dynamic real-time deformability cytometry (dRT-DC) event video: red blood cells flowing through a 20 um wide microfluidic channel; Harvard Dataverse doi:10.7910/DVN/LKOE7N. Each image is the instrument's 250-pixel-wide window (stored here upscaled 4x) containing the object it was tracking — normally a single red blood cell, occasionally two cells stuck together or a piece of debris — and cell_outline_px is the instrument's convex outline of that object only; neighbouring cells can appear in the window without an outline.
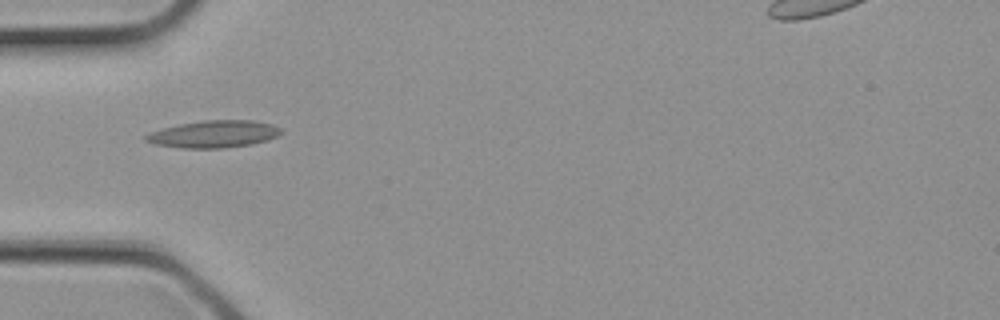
{"species": "common noctule bat (a hibernating species)", "species_latin": "Nyctalus noctula", "temperature_condition": "cold", "stored_images_in_passage": 3, "segment_of_instrument_passage": [1, 2], "camera_frame_rate_fps": 3000, "um_per_image_px": 0.085, "animal": {"sex": "female", "body_mass_g": 21.9}, "frame": {"image": 1, "passage_image": 2, "time_ms": 0.333, "image_size_px": [1000, 320], "cell_outline_px": [[280, 132], [276, 136], [268, 140], [252, 144], [224, 148], [180, 148], [152, 144], [144, 140], [144, 136], [152, 132], [164, 128], [180, 124], [200, 120], [252, 120], [272, 124], [280, 128]], "centroid_in_image_um": [18.15, 11.4], "position_along_channel_um": 66.9, "area_um2": 21.39}}